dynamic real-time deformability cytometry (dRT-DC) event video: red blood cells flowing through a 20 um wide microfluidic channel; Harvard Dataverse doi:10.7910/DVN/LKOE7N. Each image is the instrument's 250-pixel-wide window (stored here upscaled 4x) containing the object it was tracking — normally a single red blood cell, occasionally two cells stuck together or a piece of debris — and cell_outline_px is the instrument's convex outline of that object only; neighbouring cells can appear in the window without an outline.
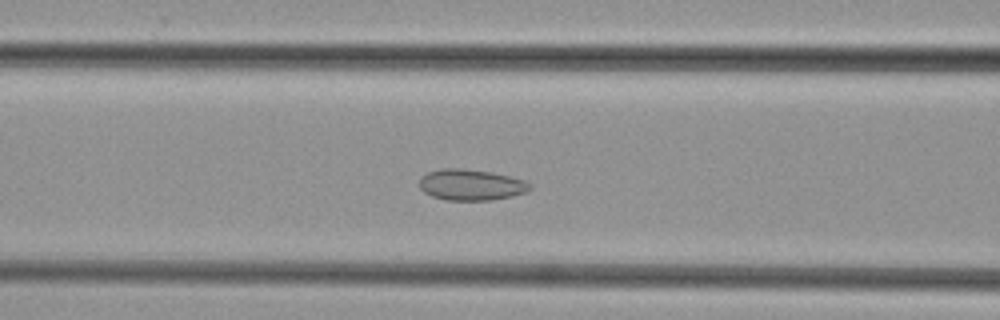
{"species": "common noctule bat (a hibernating species)", "species_latin": "Nyctalus noctula", "temperature_condition": "cold", "stored_images_in_passage": 40, "camera_frame_rate_fps": 3000, "um_per_image_px": 0.085, "animal": {"sex": "female", "body_mass_g": 29.2, "forearm_length_mm": 56.3}, "frame": {"image": 1, "passage_image": 11, "time_ms": 3.333, "image_size_px": [1000, 320], "cell_outline_px": [[532, 188], [528, 192], [512, 196], [492, 200], [444, 200], [432, 196], [424, 192], [420, 188], [420, 176], [428, 172], [444, 168], [464, 168], [492, 172], [524, 180], [532, 184]], "centroid_in_image_um": [40.05, 15.71], "position_along_channel_um": 126.5, "area_um2": 20.17}}
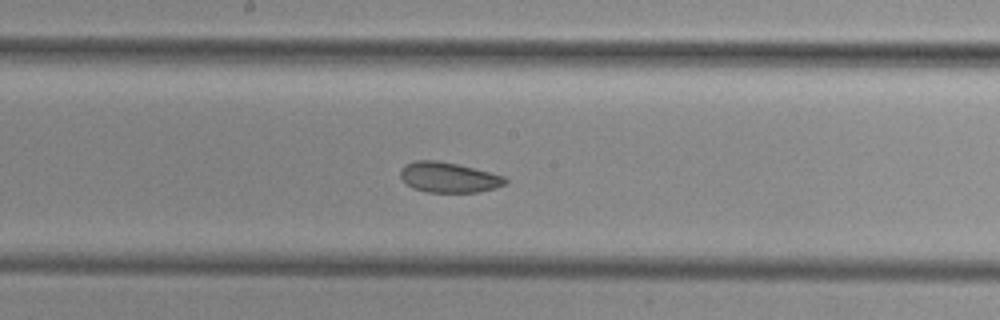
{"frame": {"image": 2, "passage_image": 17, "time_ms": 5.333, "image_size_px": [1000, 320], "cell_outline_px": [[508, 180], [504, 184], [496, 188], [476, 192], [428, 192], [412, 188], [400, 176], [400, 168], [404, 164], [416, 160], [436, 160], [460, 164], [504, 176]], "centroid_in_image_um": [38.12, 15.06], "position_along_channel_um": 210.1, "area_um2": 18.55}}
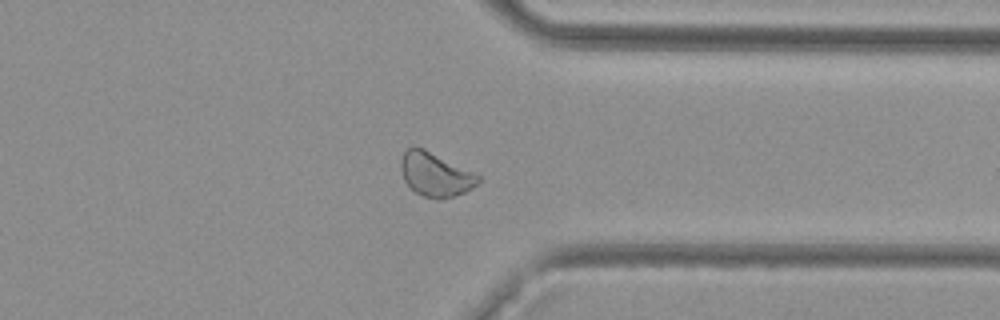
{"frame": {"image": 3, "passage_image": 29, "time_ms": 9.333, "image_size_px": [1000, 320], "cell_outline_px": [[480, 180], [472, 188], [464, 192], [440, 200], [436, 200], [424, 196], [416, 192], [404, 180], [400, 168], [400, 160], [404, 152], [408, 148], [424, 148], [480, 176]], "centroid_in_image_um": [36.98, 14.84], "position_along_channel_um": 374.4, "area_um2": 19.42}}